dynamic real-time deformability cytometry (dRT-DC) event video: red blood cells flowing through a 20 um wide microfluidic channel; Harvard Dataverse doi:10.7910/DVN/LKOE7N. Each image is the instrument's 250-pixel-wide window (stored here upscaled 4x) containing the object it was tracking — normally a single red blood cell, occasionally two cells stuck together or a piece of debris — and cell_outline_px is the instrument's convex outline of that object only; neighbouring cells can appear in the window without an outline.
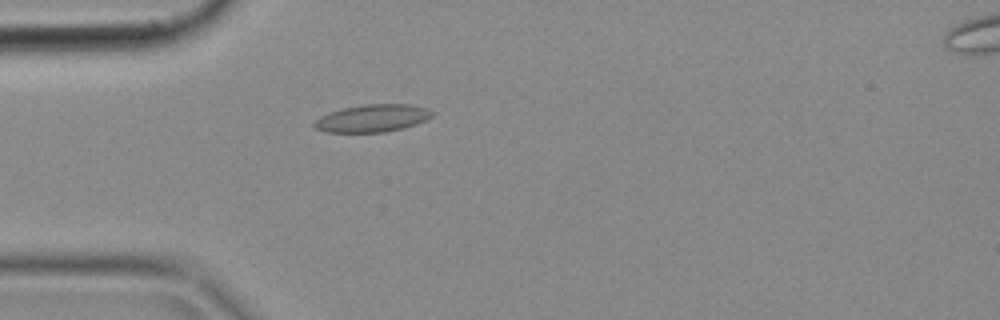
{"species": "common noctule bat (a hibernating species)", "species_latin": "Nyctalus noctula", "temperature_condition": "cold", "stored_images_in_passage": 50, "camera_frame_rate_fps": 3000, "um_per_image_px": 0.085, "animal": {"sex": "female", "body_mass_g": 18.4}, "frame": {"image": 1, "passage_image": 14, "time_ms": 4.333, "image_size_px": [1000, 320], "cell_outline_px": [[436, 112], [432, 116], [416, 124], [404, 128], [384, 132], [324, 132], [316, 128], [312, 124], [320, 116], [344, 108], [364, 104], [412, 104], [428, 108]], "centroid_in_image_um": [31.7, 10.04], "position_along_channel_um": 53.3, "area_um2": 18.9}}
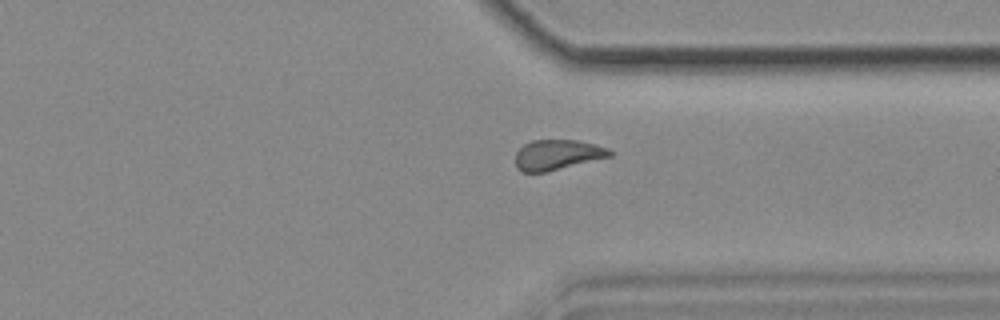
{"frame": {"image": 2, "passage_image": 38, "time_ms": 12.333, "image_size_px": [1000, 320], "cell_outline_px": [[612, 156], [544, 172], [520, 172], [516, 168], [516, 152], [524, 144], [532, 140], [576, 140], [608, 148], [612, 152]], "centroid_in_image_um": [47.34, 13.16], "position_along_channel_um": 364.1, "area_um2": 16.42}}
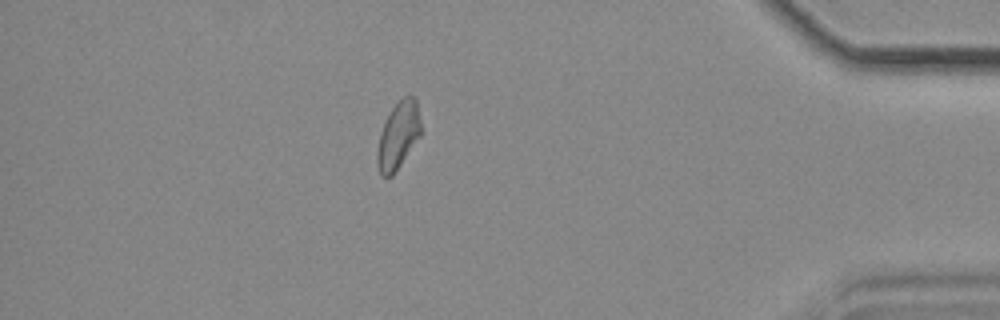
{"frame": {"image": 3, "passage_image": 44, "time_ms": 14.333, "image_size_px": [1000, 320], "cell_outline_px": [[420, 136], [392, 176], [380, 176], [376, 164], [376, 152], [380, 132], [392, 108], [408, 92], [416, 96], [420, 120]], "centroid_in_image_um": [33.84, 11.49], "position_along_channel_um": 401.4, "area_um2": 17.11}}